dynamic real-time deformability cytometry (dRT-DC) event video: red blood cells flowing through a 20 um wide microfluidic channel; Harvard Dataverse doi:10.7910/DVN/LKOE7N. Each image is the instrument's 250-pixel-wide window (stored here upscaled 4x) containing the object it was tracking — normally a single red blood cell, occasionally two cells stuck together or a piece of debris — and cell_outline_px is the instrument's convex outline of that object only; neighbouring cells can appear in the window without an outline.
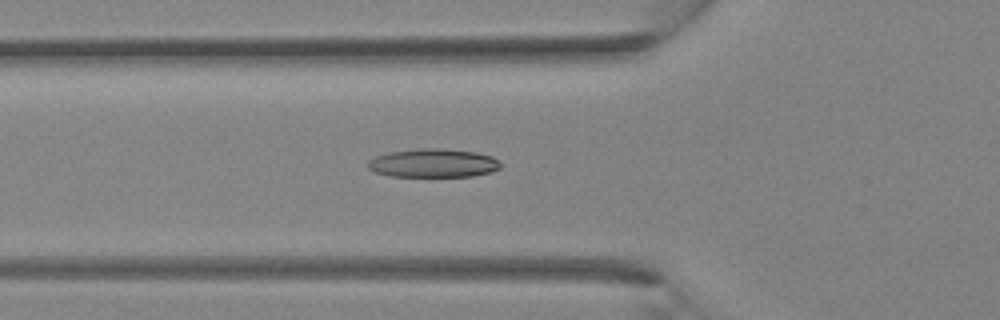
{"species": "Egyptian fruit bat (a non-hibernating species)", "species_latin": "Rousettus aegyptiacus", "temperature_condition": "room temperature", "stored_images_in_passage": 34, "camera_frame_rate_fps": 3000, "um_per_image_px": 0.085, "animal": {"sex": "female"}, "frame": {"image": 1, "passage_image": 12, "time_ms": 3.667, "image_size_px": [1000, 320], "cell_outline_px": [[500, 168], [488, 172], [472, 176], [392, 176], [376, 172], [368, 168], [368, 160], [376, 156], [388, 152], [420, 148], [440, 148], [476, 152], [492, 156], [500, 164]], "centroid_in_image_um": [36.8, 13.85], "position_along_channel_um": 89.0, "area_um2": 21.91}}
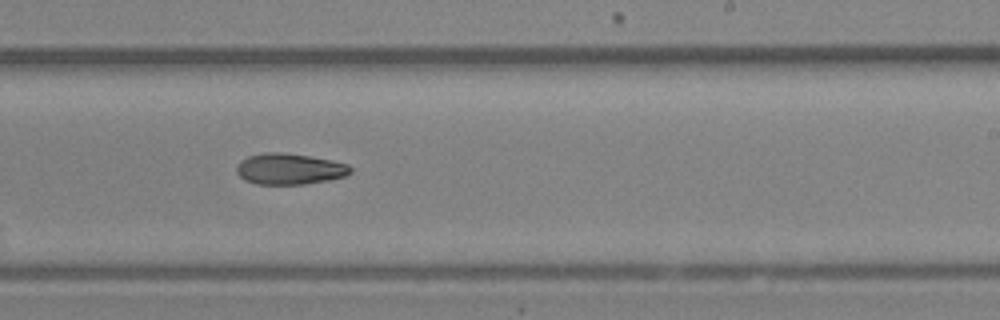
{"frame": {"image": 2, "passage_image": 21, "time_ms": 6.667, "image_size_px": [1000, 320], "cell_outline_px": [[352, 172], [344, 176], [328, 180], [304, 184], [256, 184], [244, 180], [236, 172], [236, 164], [240, 160], [248, 156], [264, 152], [280, 152], [308, 156], [332, 160], [348, 164], [352, 168]], "centroid_in_image_um": [24.58, 14.36], "position_along_channel_um": 264.4, "area_um2": 20.69}}
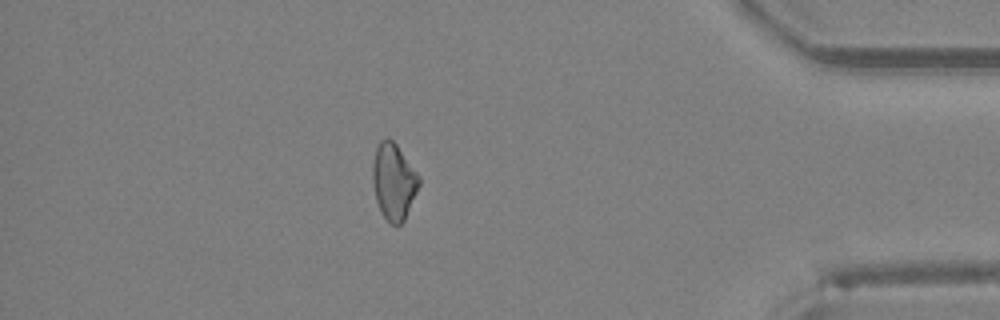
{"frame": {"image": 3, "passage_image": 30, "time_ms": 9.667, "image_size_px": [1000, 320], "cell_outline_px": [[420, 184], [404, 220], [400, 224], [392, 224], [380, 212], [376, 200], [372, 184], [372, 164], [376, 148], [380, 140], [392, 140], [396, 144], [420, 176]], "centroid_in_image_um": [33.45, 15.43], "position_along_channel_um": 401.8, "area_um2": 20.46}}